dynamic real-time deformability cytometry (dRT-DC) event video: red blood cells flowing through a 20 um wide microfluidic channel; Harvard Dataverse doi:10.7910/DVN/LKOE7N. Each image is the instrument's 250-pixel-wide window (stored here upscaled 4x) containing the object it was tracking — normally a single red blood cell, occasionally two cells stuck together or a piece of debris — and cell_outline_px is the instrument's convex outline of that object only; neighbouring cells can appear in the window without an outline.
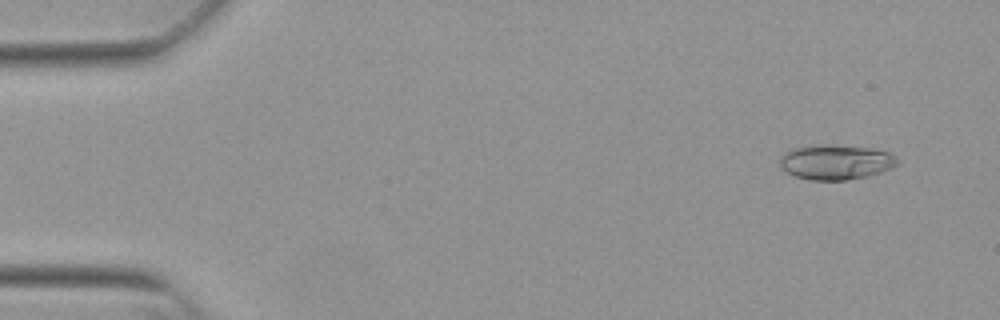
{"species": "Egyptian fruit bat (a non-hibernating species)", "species_latin": "Rousettus aegyptiacus", "temperature_condition": "warm", "stored_images_in_passage": 6, "camera_frame_rate_fps": 3000, "um_per_image_px": 0.085, "animal": {"sex": "female"}, "frame": {"image": 1, "passage_image": 4, "time_ms": 1.0, "image_size_px": [1000, 320], "cell_outline_px": [[900, 160], [892, 168], [868, 176], [848, 180], [812, 180], [796, 176], [788, 172], [780, 164], [780, 156], [784, 152], [792, 148], [820, 144], [824, 144], [872, 148], [888, 152], [896, 156]], "centroid_in_image_um": [71.07, 13.77], "position_along_channel_um": 13.9, "area_um2": 23.93}}